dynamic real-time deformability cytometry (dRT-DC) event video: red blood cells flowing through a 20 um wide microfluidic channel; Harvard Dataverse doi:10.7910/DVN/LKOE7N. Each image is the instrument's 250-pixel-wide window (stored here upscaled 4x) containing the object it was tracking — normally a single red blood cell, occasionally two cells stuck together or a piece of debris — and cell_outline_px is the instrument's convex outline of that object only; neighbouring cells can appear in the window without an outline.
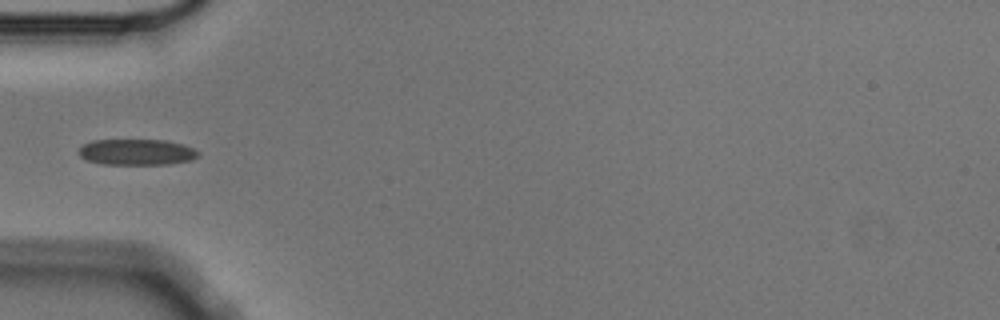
{"species": "Egyptian fruit bat (a non-hibernating species)", "species_latin": "Rousettus aegyptiacus", "temperature_condition": "cold", "stored_images_in_passage": 6, "camera_frame_rate_fps": 3000, "um_per_image_px": 0.085, "animal": {"sex": "male"}, "frame": {"image": 1, "passage_image": 3, "time_ms": 0.667, "image_size_px": [1000, 320], "cell_outline_px": [[200, 156], [192, 160], [168, 164], [100, 164], [88, 160], [80, 156], [80, 148], [84, 144], [92, 140], [164, 140], [184, 144], [200, 152]], "centroid_in_image_um": [11.66, 12.93], "position_along_channel_um": 73.3, "area_um2": 18.09}}
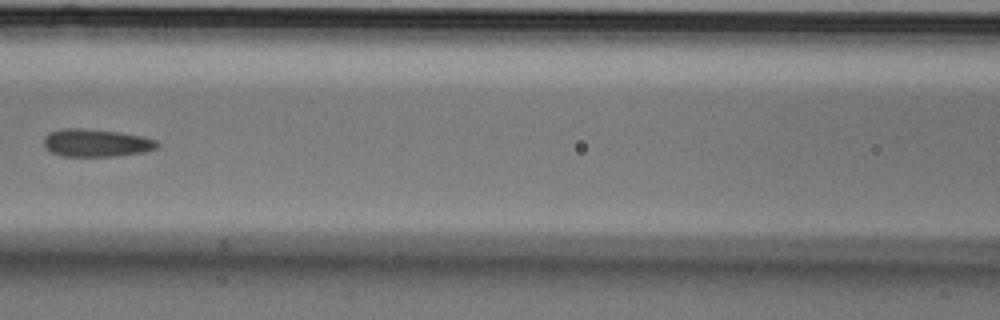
{"frame": {"image": 2, "passage_image": 5, "time_ms": 1.333, "image_size_px": [1000, 320], "cell_outline_px": [[160, 144], [156, 148], [144, 152], [116, 156], [64, 156], [52, 152], [44, 148], [44, 136], [48, 132], [64, 128], [84, 128], [120, 132], [140, 136], [156, 140]], "centroid_in_image_um": [8.15, 12.14], "position_along_channel_um": 158.4, "area_um2": 18.38}}
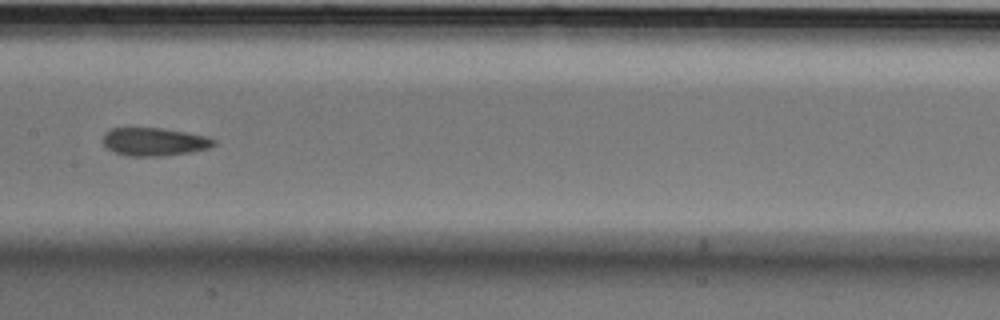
{"frame": {"image": 3, "passage_image": 6, "time_ms": 1.667, "image_size_px": [1000, 320], "cell_outline_px": [[216, 144], [212, 148], [164, 156], [124, 156], [108, 148], [104, 144], [104, 132], [112, 128], [160, 128], [208, 136], [216, 140]], "centroid_in_image_um": [13.15, 12.05], "position_along_channel_um": 194.3, "area_um2": 18.15}}